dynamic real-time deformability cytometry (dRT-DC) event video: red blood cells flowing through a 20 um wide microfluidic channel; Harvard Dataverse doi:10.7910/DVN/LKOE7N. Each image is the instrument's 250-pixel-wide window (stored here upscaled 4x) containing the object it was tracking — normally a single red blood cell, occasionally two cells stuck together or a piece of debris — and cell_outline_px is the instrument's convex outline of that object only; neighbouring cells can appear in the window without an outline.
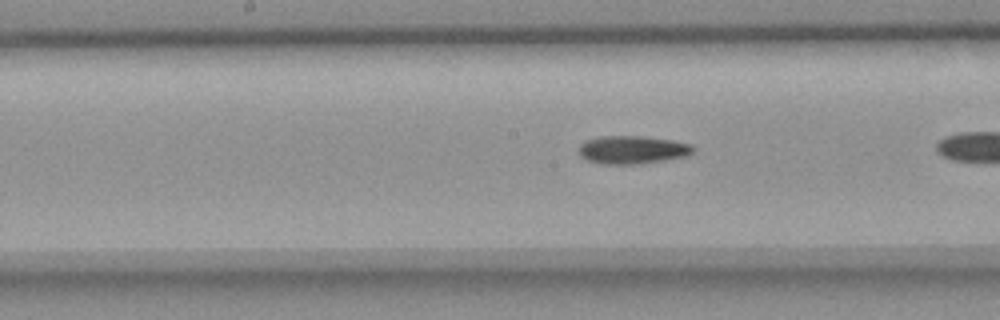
{"species": "common noctule bat (a hibernating species)", "species_latin": "Nyctalus noctula", "temperature_condition": "room temperature", "stored_images_in_passage": 27, "camera_frame_rate_fps": 3000, "um_per_image_px": 0.085, "animal": {"sex": "female", "body_mass_g": 18.4}, "frame": {"image": 1, "passage_image": 12, "time_ms": 3.667, "image_size_px": [1000, 320], "cell_outline_px": [[692, 152], [680, 156], [664, 160], [636, 164], [600, 164], [588, 160], [580, 156], [580, 144], [584, 140], [600, 136], [640, 136], [672, 140], [692, 144]], "centroid_in_image_um": [53.68, 12.72], "position_along_channel_um": 194.5, "area_um2": 18.44}}